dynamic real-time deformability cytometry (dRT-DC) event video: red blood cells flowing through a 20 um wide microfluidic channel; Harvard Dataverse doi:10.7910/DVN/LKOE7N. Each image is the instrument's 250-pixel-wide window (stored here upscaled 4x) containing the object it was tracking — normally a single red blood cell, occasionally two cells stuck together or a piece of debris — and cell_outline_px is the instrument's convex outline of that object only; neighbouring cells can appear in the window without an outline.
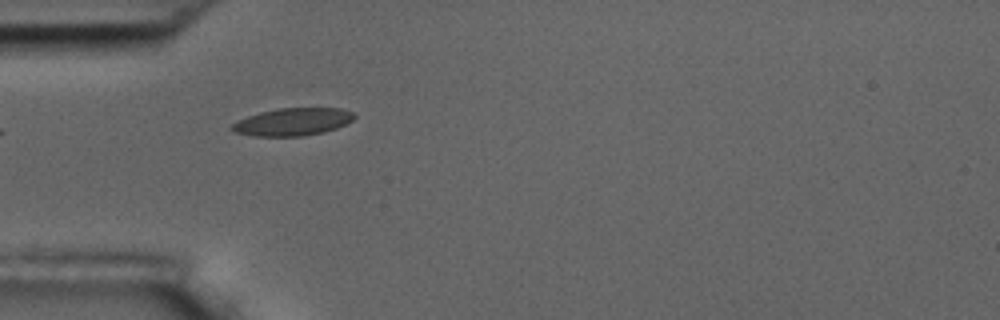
{"species": "common noctule bat (a hibernating species)", "species_latin": "Nyctalus noctula", "temperature_condition": "room temperature", "stored_images_in_passage": 3, "camera_frame_rate_fps": 3000, "um_per_image_px": 0.085, "animal": {"sex": "male", "body_mass_g": 17.5, "forearm_length_mm": 52.3}, "frame": {"image": 1, "passage_image": 2, "time_ms": 1.333, "image_size_px": [1000, 320], "cell_outline_px": [[356, 116], [352, 120], [336, 128], [324, 132], [300, 136], [252, 136], [236, 132], [228, 128], [236, 120], [260, 112], [280, 108], [340, 108], [352, 112]], "centroid_in_image_um": [24.84, 10.35], "position_along_channel_um": 60.2, "area_um2": 19.59}}